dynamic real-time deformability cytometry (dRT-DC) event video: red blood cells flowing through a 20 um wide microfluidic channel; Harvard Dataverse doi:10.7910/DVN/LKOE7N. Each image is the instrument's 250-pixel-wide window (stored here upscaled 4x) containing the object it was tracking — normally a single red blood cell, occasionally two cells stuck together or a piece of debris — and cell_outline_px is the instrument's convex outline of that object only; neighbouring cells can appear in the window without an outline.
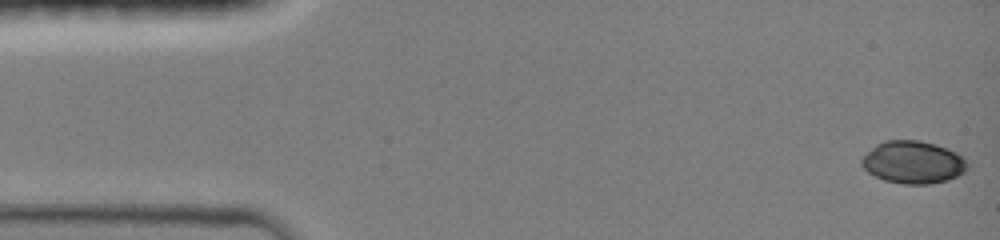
{"species": "common noctule bat (a hibernating species)", "species_latin": "Nyctalus noctula", "temperature_condition": "room temperature", "stored_images_in_passage": 47, "camera_frame_rate_fps": 3000, "um_per_image_px": 0.085, "animal": {"sex": "female", "body_mass_g": 19.0, "forearm_length_mm": 51.5}, "frame": {"image": 1, "passage_image": 1, "time_ms": 0.0, "image_size_px": [1000, 240], "cell_outline_px": [[968, 168], [964, 172], [948, 180], [928, 184], [904, 184], [884, 180], [868, 172], [860, 164], [860, 156], [876, 144], [888, 140], [920, 140], [936, 144], [956, 152], [968, 164]], "centroid_in_image_um": [77.57, 13.78], "position_along_channel_um": 7.4, "area_um2": 26.3}}
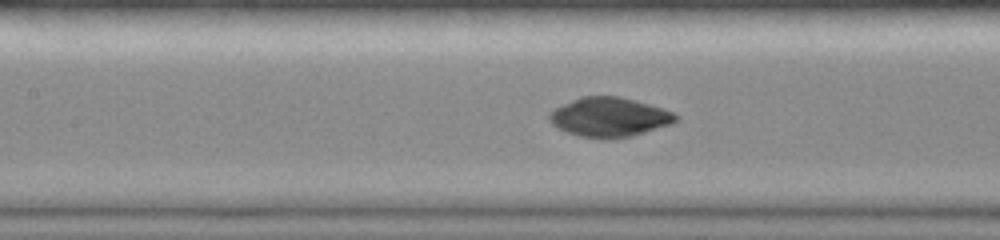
{"frame": {"image": 2, "passage_image": 21, "time_ms": 6.667, "image_size_px": [1000, 240], "cell_outline_px": [[680, 116], [672, 124], [632, 136], [612, 140], [608, 140], [580, 136], [568, 132], [552, 124], [548, 120], [548, 116], [552, 108], [580, 96], [620, 96], [664, 108]], "centroid_in_image_um": [51.79, 9.96], "position_along_channel_um": 155.6, "area_um2": 29.36}}
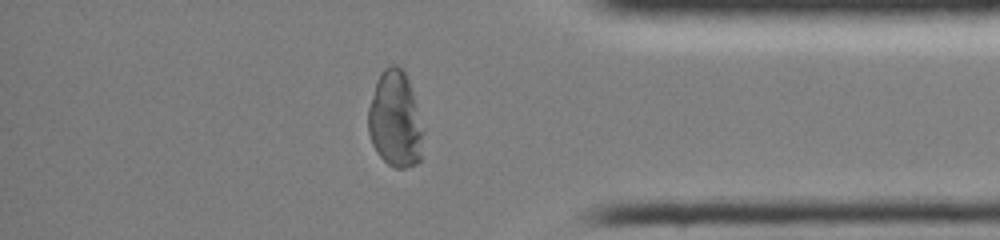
{"frame": {"image": 3, "passage_image": 40, "time_ms": 13.0, "image_size_px": [1000, 240], "cell_outline_px": [[424, 132], [420, 160], [416, 164], [404, 168], [396, 168], [388, 164], [376, 152], [372, 144], [368, 132], [368, 108], [376, 80], [380, 72], [384, 68], [392, 64], [396, 64], [404, 72], [408, 80], [412, 92]], "centroid_in_image_um": [33.58, 10.17], "position_along_channel_um": 401.6, "area_um2": 30.92}, "authors_computed_cell_mechanics": {"area_um2": 29.1312, "velocity_mm_per_s": 4.0212, "shape_relaxation_time_tau1_ms": 10.0716, "shape_relaxation_time_tau2_ms": 0.7505, "deformation_change_tau1": 0.3901, "deformation_change_tau2": 0.0199}}